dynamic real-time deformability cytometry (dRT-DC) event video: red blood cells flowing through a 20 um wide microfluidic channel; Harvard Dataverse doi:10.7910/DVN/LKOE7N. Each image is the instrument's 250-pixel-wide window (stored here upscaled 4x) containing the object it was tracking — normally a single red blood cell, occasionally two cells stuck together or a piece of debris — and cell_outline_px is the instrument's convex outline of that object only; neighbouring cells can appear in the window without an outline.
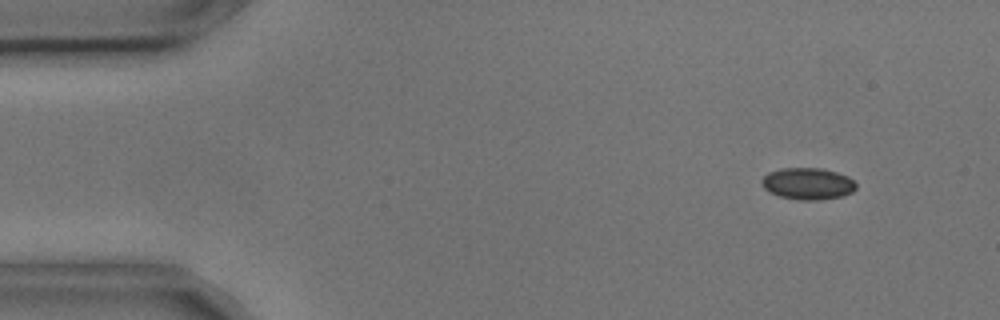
{"species": "common noctule bat (a hibernating species)", "species_latin": "Nyctalus noctula", "temperature_condition": "cold", "stored_images_in_passage": 3, "camera_frame_rate_fps": 3000, "um_per_image_px": 0.085, "animal": {"sex": "male", "body_mass_g": 17.9, "forearm_length_mm": 54.2}, "frame": {"image": 1, "passage_image": 1, "time_ms": 0.0, "image_size_px": [1000, 320], "cell_outline_px": [[856, 188], [852, 192], [844, 196], [816, 200], [796, 200], [780, 196], [764, 188], [760, 184], [760, 180], [768, 172], [780, 168], [820, 168], [836, 172], [848, 176], [856, 184]], "centroid_in_image_um": [68.65, 15.61], "position_along_channel_um": 16.4, "area_um2": 17.51}}